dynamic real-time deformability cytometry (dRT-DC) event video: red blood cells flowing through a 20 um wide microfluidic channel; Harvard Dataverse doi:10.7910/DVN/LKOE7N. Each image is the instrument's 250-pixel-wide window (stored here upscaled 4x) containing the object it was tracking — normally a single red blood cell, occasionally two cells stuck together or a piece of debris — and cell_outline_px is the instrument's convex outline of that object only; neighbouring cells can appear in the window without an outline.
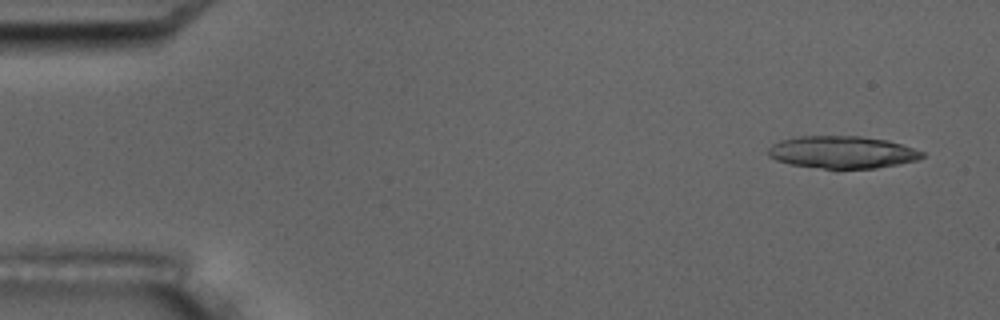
{"species": "common noctule bat (a hibernating species)", "species_latin": "Nyctalus noctula", "temperature_condition": "room temperature", "stored_images_in_passage": 5, "camera_frame_rate_fps": 3000, "um_per_image_px": 0.085, "animal": {"sex": "male", "body_mass_g": 17.5, "forearm_length_mm": 52.3}, "frame": {"image": 1, "passage_image": 1, "time_ms": 0.0, "image_size_px": [1000, 320], "cell_outline_px": [[924, 156], [916, 160], [876, 168], [836, 172], [788, 164], [776, 160], [768, 156], [768, 148], [772, 144], [780, 140], [800, 136], [860, 136], [888, 140], [924, 152]], "centroid_in_image_um": [71.53, 12.98], "position_along_channel_um": 13.5, "area_um2": 29.88}}